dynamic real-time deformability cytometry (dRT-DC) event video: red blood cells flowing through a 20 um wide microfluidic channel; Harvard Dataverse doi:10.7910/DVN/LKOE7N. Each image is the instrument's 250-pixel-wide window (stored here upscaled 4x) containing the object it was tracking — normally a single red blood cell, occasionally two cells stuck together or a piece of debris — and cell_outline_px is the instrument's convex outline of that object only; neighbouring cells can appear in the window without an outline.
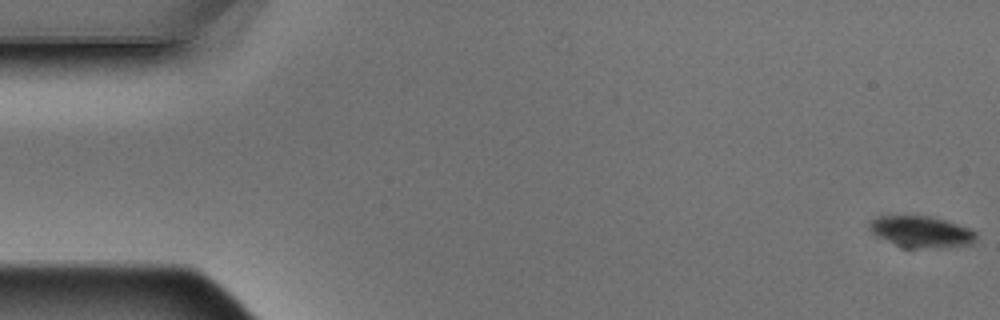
{"species": "Egyptian fruit bat (a non-hibernating species)", "species_latin": "Rousettus aegyptiacus", "temperature_condition": "warm", "stored_images_in_passage": 6, "camera_frame_rate_fps": 3000, "um_per_image_px": 0.085, "animal": {"sex": "male"}, "frame": {"image": 1, "passage_image": 1, "time_ms": 0.0, "image_size_px": [1000, 320], "cell_outline_px": [[976, 240], [972, 244], [916, 248], [900, 248], [876, 236], [868, 228], [868, 224], [876, 216], [932, 216], [968, 228], [976, 232]], "centroid_in_image_um": [78.24, 19.7], "position_along_channel_um": 6.8, "area_um2": 19.42}}
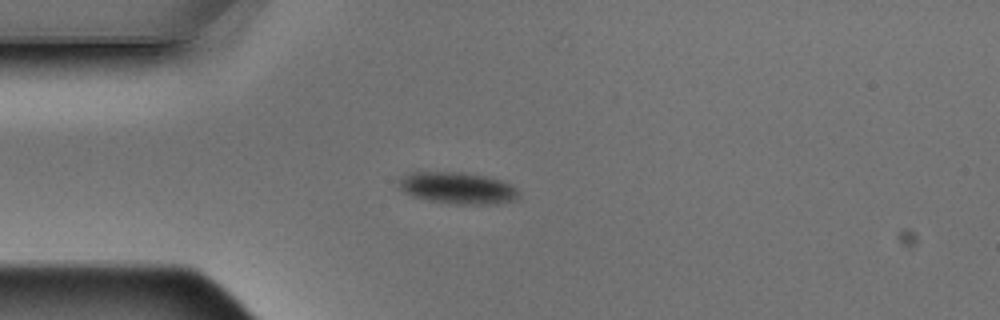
{"frame": {"image": 2, "passage_image": 5, "time_ms": 1.333, "image_size_px": [1000, 320], "cell_outline_px": [[520, 196], [516, 200], [496, 204], [452, 204], [428, 200], [412, 196], [404, 192], [396, 184], [396, 180], [408, 172], [460, 172], [484, 176], [500, 180], [516, 188], [520, 192]], "centroid_in_image_um": [38.85, 15.99], "position_along_channel_um": 46.1, "area_um2": 22.37}}
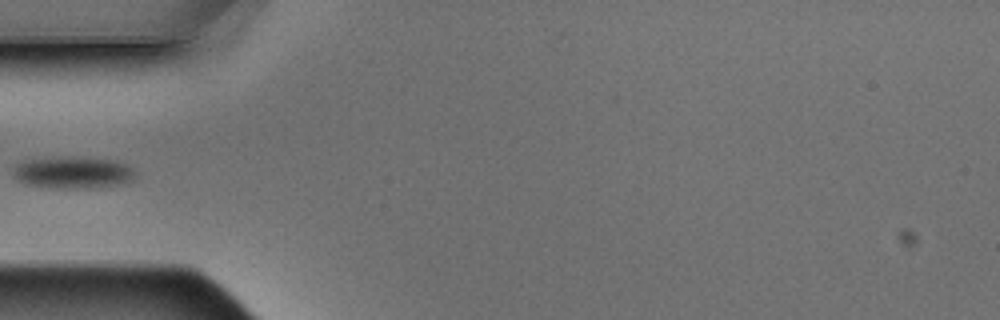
{"frame": {"image": 3, "passage_image": 6, "time_ms": 1.667, "image_size_px": [1000, 320], "cell_outline_px": [[136, 180], [120, 184], [92, 188], [48, 188], [24, 184], [16, 180], [12, 176], [12, 168], [16, 164], [24, 160], [64, 156], [116, 160], [132, 168], [136, 172]], "centroid_in_image_um": [6.16, 14.67], "position_along_channel_um": 78.8, "area_um2": 23.29}}